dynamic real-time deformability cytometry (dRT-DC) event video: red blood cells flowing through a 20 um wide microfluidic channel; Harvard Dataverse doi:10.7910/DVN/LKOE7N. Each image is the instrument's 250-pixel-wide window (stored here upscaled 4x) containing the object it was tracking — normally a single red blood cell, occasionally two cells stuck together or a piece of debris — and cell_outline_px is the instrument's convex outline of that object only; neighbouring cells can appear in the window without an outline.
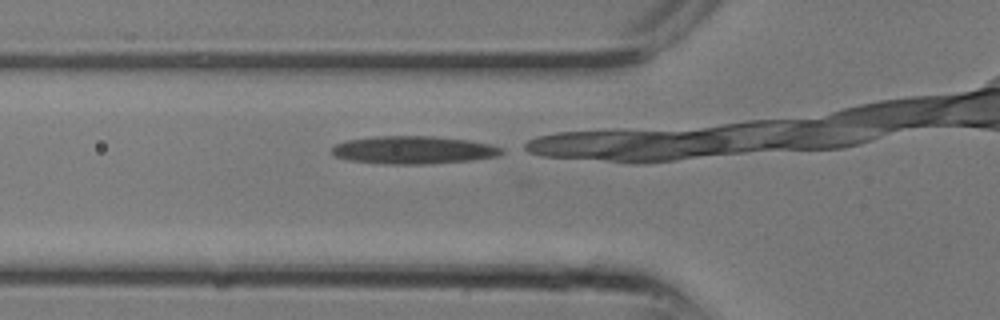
{"species": "common noctule bat (a hibernating species)", "species_latin": "Nyctalus noctula", "temperature_condition": "room temperature", "stored_images_in_passage": 8, "camera_frame_rate_fps": 3000, "um_per_image_px": 0.085, "animal": {"sex": "male", "body_mass_g": 13.3}, "frame": {"image": 1, "passage_image": 4, "time_ms": 1.0, "image_size_px": [1000, 320], "cell_outline_px": [[504, 152], [500, 156], [472, 160], [424, 164], [384, 164], [352, 160], [336, 156], [332, 152], [332, 148], [336, 144], [348, 140], [376, 136], [432, 136], [468, 140], [488, 144], [504, 148]], "centroid_in_image_um": [35.19, 12.75], "position_along_channel_um": 90.6, "area_um2": 27.4}}
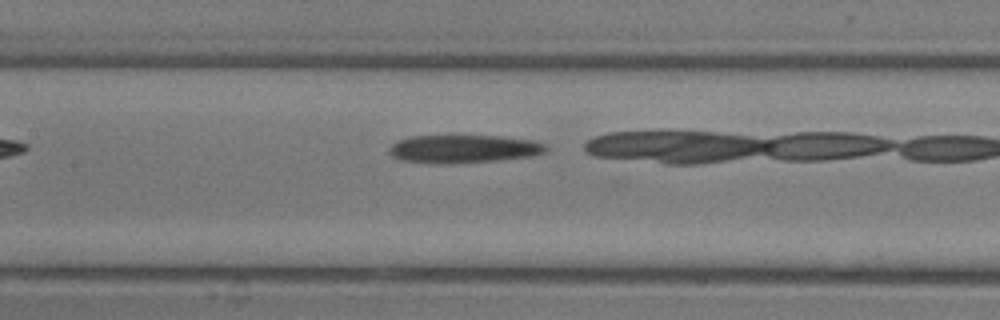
{"frame": {"image": 2, "passage_image": 7, "time_ms": 2.0, "image_size_px": [1000, 320], "cell_outline_px": [[548, 152], [532, 156], [500, 160], [456, 164], [428, 164], [400, 160], [392, 156], [388, 152], [388, 148], [396, 140], [408, 136], [500, 136], [532, 140], [548, 144]], "centroid_in_image_um": [39.39, 12.67], "position_along_channel_um": 168.0, "area_um2": 26.36}}